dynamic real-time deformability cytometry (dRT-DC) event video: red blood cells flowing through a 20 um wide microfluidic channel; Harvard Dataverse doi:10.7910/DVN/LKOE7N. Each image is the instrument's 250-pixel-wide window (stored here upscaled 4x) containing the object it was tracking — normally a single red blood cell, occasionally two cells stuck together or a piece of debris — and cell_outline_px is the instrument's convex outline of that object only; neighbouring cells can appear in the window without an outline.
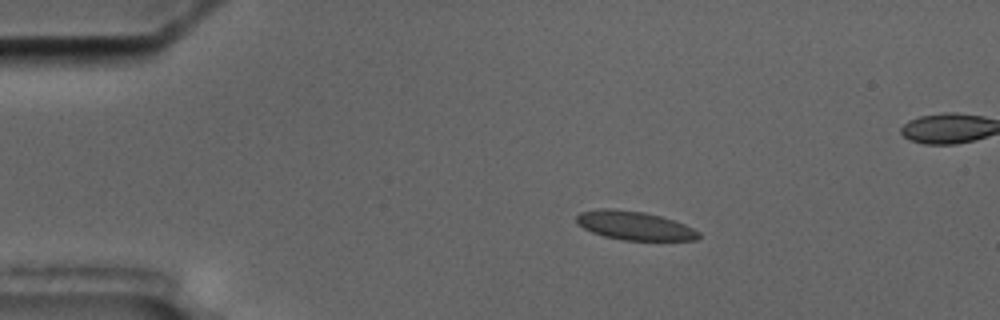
{"species": "common noctule bat (a hibernating species)", "species_latin": "Nyctalus noctula", "temperature_condition": "cold", "stored_images_in_passage": 5, "camera_frame_rate_fps": 3000, "um_per_image_px": 0.085, "animal": {"sex": "male", "body_mass_g": 17.5, "forearm_length_mm": 52.3}, "frame": {"image": 1, "passage_image": 2, "time_ms": 2.0, "image_size_px": [1000, 320], "cell_outline_px": [[700, 236], [696, 240], [624, 240], [604, 236], [592, 232], [576, 224], [576, 216], [580, 212], [600, 208], [608, 208], [644, 212], [660, 216], [684, 224], [700, 232]], "centroid_in_image_um": [53.9, 19.17], "position_along_channel_um": 31.1, "area_um2": 20.35}}